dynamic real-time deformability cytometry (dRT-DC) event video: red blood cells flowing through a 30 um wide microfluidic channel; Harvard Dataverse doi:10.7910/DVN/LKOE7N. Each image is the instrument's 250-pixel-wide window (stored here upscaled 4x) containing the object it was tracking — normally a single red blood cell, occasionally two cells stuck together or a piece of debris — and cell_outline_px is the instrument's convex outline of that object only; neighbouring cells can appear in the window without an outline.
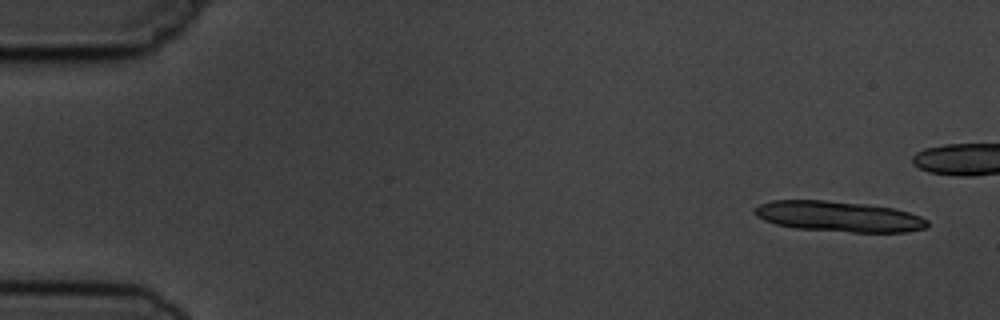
{"species": "common noctule bat (a hibernating species)", "species_latin": "Nyctalus noctula", "temperature_condition": "cold", "stored_images_in_passage": 6, "camera_frame_rate_fps": 3000, "um_per_image_px": 0.085, "animal": {"sex": "male", "body_mass_g": 19.5, "forearm_length_mm": 54.6}, "frame": {"image": 1, "passage_image": 1, "time_ms": 0.0, "image_size_px": [1000, 320], "cell_outline_px": [[928, 228], [908, 232], [852, 232], [796, 228], [776, 224], [764, 220], [756, 216], [752, 212], [752, 208], [760, 204], [772, 200], [824, 200], [864, 204], [896, 208], [920, 216], [928, 220]], "centroid_in_image_um": [71.3, 18.4], "position_along_channel_um": 13.7, "area_um2": 30.92}}